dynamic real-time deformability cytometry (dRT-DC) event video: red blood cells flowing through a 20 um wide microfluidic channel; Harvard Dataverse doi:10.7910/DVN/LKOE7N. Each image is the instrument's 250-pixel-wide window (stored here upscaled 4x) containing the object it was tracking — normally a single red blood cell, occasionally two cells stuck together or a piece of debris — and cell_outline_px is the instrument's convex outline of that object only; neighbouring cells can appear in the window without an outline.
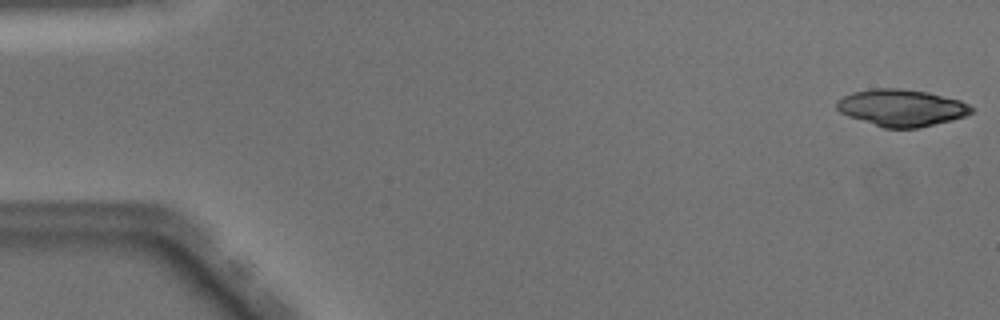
{"species": "Egyptian fruit bat (a non-hibernating species)", "species_latin": "Rousettus aegyptiacus", "temperature_condition": "warm", "stored_images_in_passage": 49, "camera_frame_rate_fps": 3000, "um_per_image_px": 0.085, "animal": {"sex": "male"}, "frame": {"image": 1, "passage_image": 1, "time_ms": 0.0, "image_size_px": [1000, 320], "cell_outline_px": [[976, 108], [972, 112], [964, 116], [952, 120], [920, 128], [884, 128], [848, 116], [840, 112], [836, 108], [836, 100], [852, 92], [872, 88], [900, 88], [928, 92], [960, 100]], "centroid_in_image_um": [76.63, 9.16], "position_along_channel_um": 8.4, "area_um2": 29.13}}
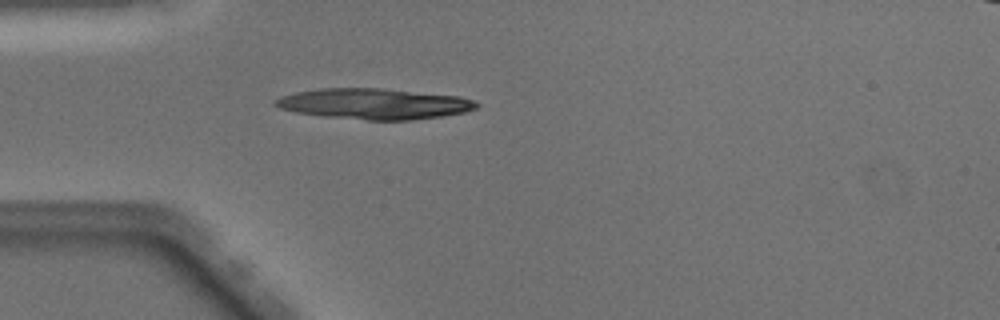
{"frame": {"image": 2, "passage_image": 14, "time_ms": 4.333, "image_size_px": [1000, 320], "cell_outline_px": [[480, 104], [476, 108], [464, 112], [440, 116], [412, 120], [368, 120], [324, 116], [296, 112], [280, 108], [272, 104], [272, 100], [280, 96], [296, 92], [320, 88], [380, 88], [460, 96], [476, 100]], "centroid_in_image_um": [31.79, 8.82], "position_along_channel_um": 53.2, "area_um2": 36.07}}